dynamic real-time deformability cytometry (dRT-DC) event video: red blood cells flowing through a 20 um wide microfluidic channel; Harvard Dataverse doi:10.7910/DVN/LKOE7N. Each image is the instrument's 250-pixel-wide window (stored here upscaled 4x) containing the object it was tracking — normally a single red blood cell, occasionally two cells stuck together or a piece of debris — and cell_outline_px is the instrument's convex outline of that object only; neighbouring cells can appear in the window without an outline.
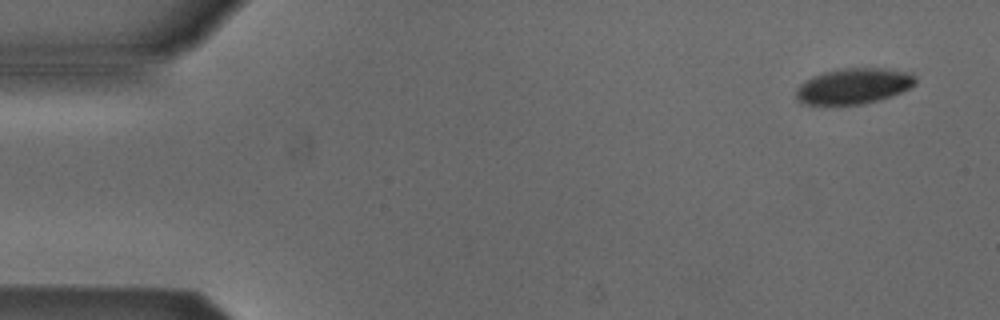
{"species": "Egyptian fruit bat (a non-hibernating species)", "species_latin": "Rousettus aegyptiacus", "temperature_condition": "cold", "stored_images_in_passage": 3, "camera_frame_rate_fps": 3000, "um_per_image_px": 0.085, "animal": {"sex": "male"}, "frame": {"image": 1, "passage_image": 1, "time_ms": 0.0, "image_size_px": [1000, 320], "cell_outline_px": [[916, 84], [900, 92], [876, 100], [860, 104], [800, 104], [796, 96], [796, 88], [804, 80], [812, 76], [824, 72], [840, 68], [884, 68], [912, 72], [916, 76]], "centroid_in_image_um": [72.54, 7.29], "position_along_channel_um": 12.5, "area_um2": 24.8}}
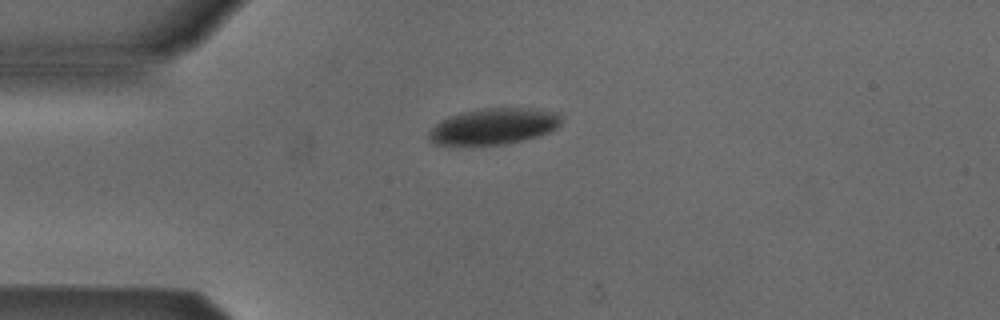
{"frame": {"image": 2, "passage_image": 3, "time_ms": 3.333, "image_size_px": [1000, 320], "cell_outline_px": [[560, 124], [556, 128], [548, 132], [524, 140], [504, 144], [436, 144], [428, 136], [428, 132], [436, 124], [448, 116], [464, 112], [484, 108], [540, 108], [560, 112]], "centroid_in_image_um": [42.02, 10.71], "position_along_channel_um": 43.0, "area_um2": 27.63}}